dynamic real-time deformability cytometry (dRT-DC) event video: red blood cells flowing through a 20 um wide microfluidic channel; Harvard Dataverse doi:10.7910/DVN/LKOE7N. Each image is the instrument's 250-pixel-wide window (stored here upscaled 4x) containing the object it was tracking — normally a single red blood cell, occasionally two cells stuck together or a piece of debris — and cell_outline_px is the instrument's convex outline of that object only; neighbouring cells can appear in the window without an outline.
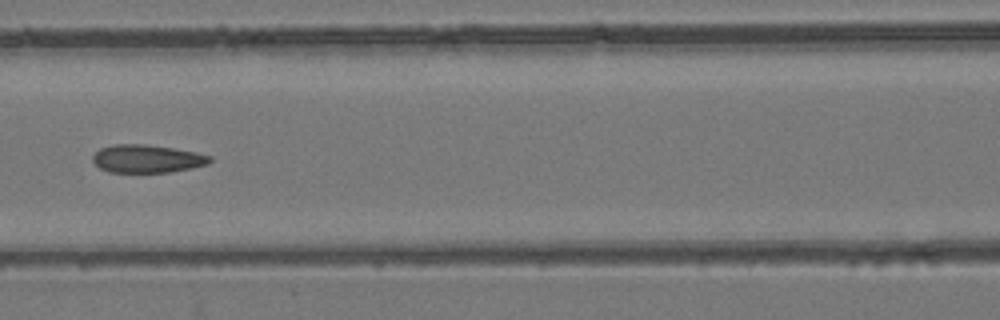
{"species": "common noctule bat (a hibernating species)", "species_latin": "Nyctalus noctula", "temperature_condition": "room temperature", "stored_images_in_passage": 7, "camera_frame_rate_fps": 3000, "um_per_image_px": 0.085, "animal": {"sex": "female", "body_mass_g": 24.6, "forearm_length_mm": 56.2}, "frame": {"image": 1, "passage_image": 7, "time_ms": 7.667, "image_size_px": [1000, 320], "cell_outline_px": [[212, 160], [208, 164], [192, 168], [172, 172], [108, 172], [100, 168], [92, 160], [92, 156], [100, 148], [112, 144], [144, 144], [172, 148], [196, 152], [212, 156]], "centroid_in_image_um": [12.51, 13.49], "position_along_channel_um": 154.1, "area_um2": 19.19}}